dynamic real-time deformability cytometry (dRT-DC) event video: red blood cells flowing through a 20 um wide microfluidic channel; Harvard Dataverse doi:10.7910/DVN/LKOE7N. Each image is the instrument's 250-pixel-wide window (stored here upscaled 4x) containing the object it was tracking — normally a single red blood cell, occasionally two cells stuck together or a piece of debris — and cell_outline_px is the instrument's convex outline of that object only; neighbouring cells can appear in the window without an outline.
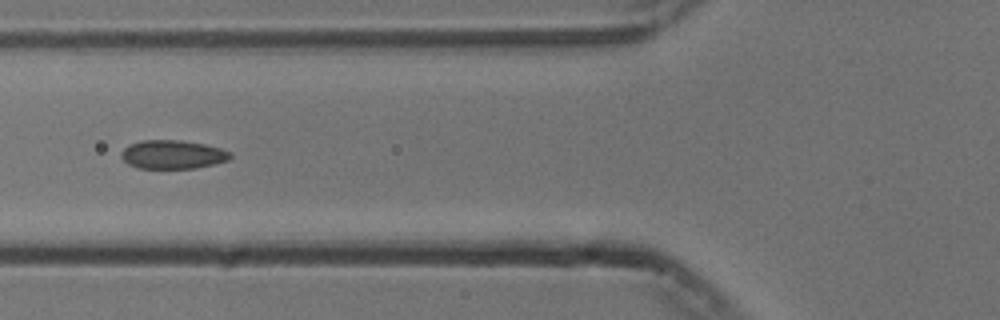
{"species": "common noctule bat (a hibernating species)", "species_latin": "Nyctalus noctula", "temperature_condition": "cold", "stored_images_in_passage": 17, "camera_frame_rate_fps": 3000, "um_per_image_px": 0.085, "animal": {"sex": "male", "body_mass_g": 13.3}, "frame": {"image": 1, "passage_image": 6, "time_ms": 1.667, "image_size_px": [1000, 320], "cell_outline_px": [[232, 156], [228, 160], [196, 168], [136, 168], [128, 164], [120, 156], [120, 152], [128, 144], [144, 140], [180, 140], [204, 144], [220, 148], [232, 152]], "centroid_in_image_um": [14.65, 13.13], "position_along_channel_um": 111.1, "area_um2": 18.26}}
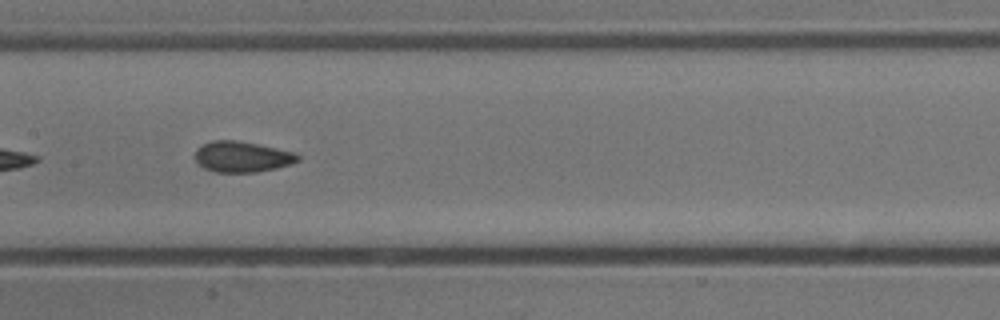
{"frame": {"image": 2, "passage_image": 12, "time_ms": 3.667, "image_size_px": [1000, 320], "cell_outline_px": [[300, 160], [292, 164], [276, 168], [256, 172], [216, 172], [204, 168], [196, 160], [196, 148], [212, 140], [236, 140], [296, 152], [300, 156]], "centroid_in_image_um": [20.61, 13.32], "position_along_channel_um": 186.8, "area_um2": 18.38}}